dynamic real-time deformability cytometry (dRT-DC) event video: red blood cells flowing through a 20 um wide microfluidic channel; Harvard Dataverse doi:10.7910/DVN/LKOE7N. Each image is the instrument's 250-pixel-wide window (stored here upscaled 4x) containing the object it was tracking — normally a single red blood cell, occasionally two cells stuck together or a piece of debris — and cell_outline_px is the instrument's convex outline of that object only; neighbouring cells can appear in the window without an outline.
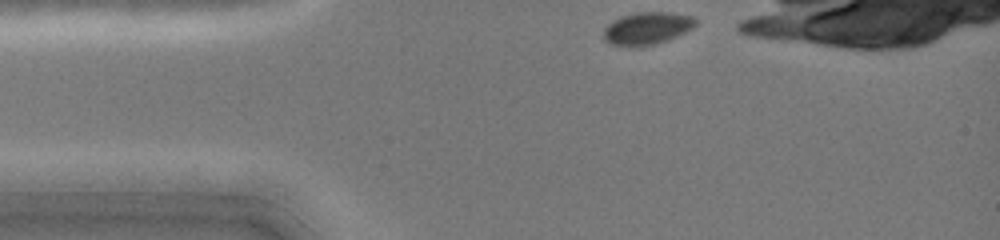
{"species": "common noctule bat (a hibernating species)", "species_latin": "Nyctalus noctula", "temperature_condition": "cold", "stored_images_in_passage": 33, "camera_frame_rate_fps": 3000, "um_per_image_px": 0.085, "animal": {"sex": "female", "body_mass_g": 19.0, "forearm_length_mm": 51.5}, "frame": {"image": 1, "passage_image": 1, "time_ms": 0.0, "image_size_px": [1000, 240], "cell_outline_px": [[696, 24], [692, 28], [668, 40], [656, 44], [636, 48], [628, 48], [612, 44], [604, 40], [604, 28], [612, 20], [620, 16], [636, 12], [668, 12], [696, 16]], "centroid_in_image_um": [54.98, 2.42], "position_along_channel_um": 30.0, "area_um2": 17.8}}
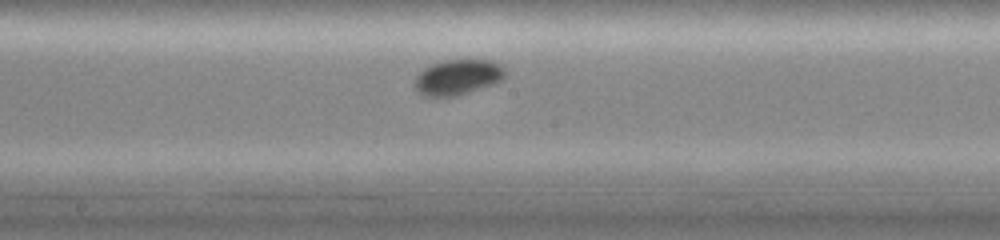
{"frame": {"image": 2, "passage_image": 17, "time_ms": 5.333, "image_size_px": [1000, 240], "cell_outline_px": [[508, 68], [504, 76], [500, 80], [492, 84], [456, 96], [424, 96], [412, 84], [416, 76], [424, 68], [432, 64], [444, 60], [492, 60]], "centroid_in_image_um": [38.91, 6.54], "position_along_channel_um": 209.3, "area_um2": 18.61}}
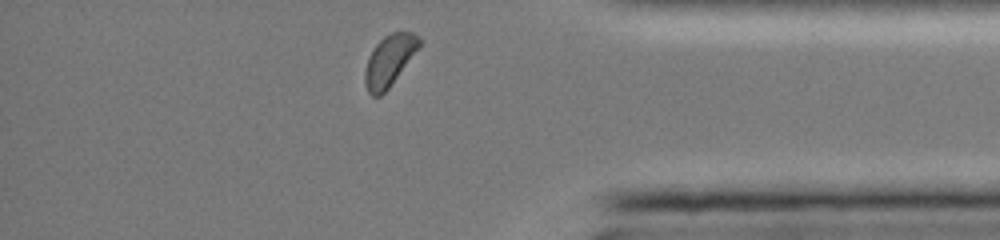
{"frame": {"image": 3, "passage_image": 32, "time_ms": 10.333, "image_size_px": [1000, 240], "cell_outline_px": [[420, 44], [388, 88], [380, 96], [372, 96], [368, 92], [364, 84], [364, 72], [368, 56], [376, 44], [384, 36], [392, 32], [412, 32], [420, 36]], "centroid_in_image_um": [33.04, 5.14], "position_along_channel_um": 402.2, "area_um2": 15.78}}